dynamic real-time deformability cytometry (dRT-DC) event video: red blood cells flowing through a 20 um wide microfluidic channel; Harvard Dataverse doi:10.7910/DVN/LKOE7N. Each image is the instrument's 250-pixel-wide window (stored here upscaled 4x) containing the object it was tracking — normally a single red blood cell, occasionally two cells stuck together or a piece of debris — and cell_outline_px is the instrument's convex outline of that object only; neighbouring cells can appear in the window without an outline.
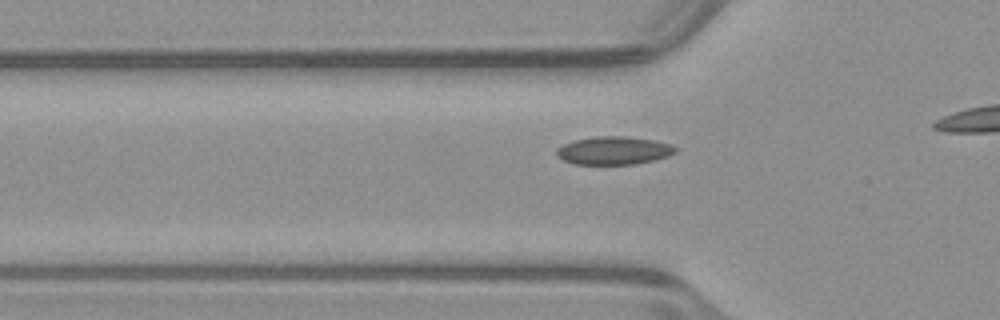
{"species": "common noctule bat (a hibernating species)", "species_latin": "Nyctalus noctula", "temperature_condition": "warm", "stored_images_in_passage": 15, "camera_frame_rate_fps": 3000, "um_per_image_px": 0.085, "animal": {"sex": "male", "body_mass_g": 23.1, "forearm_length_mm": 52.7}, "frame": {"image": 1, "passage_image": 9, "time_ms": 2.667, "image_size_px": [1000, 320], "cell_outline_px": [[676, 152], [668, 156], [656, 160], [636, 164], [576, 164], [564, 160], [556, 156], [556, 148], [572, 140], [596, 136], [624, 136], [652, 140], [668, 144], [676, 148]], "centroid_in_image_um": [52.14, 12.8], "position_along_channel_um": 73.7, "area_um2": 19.42}}
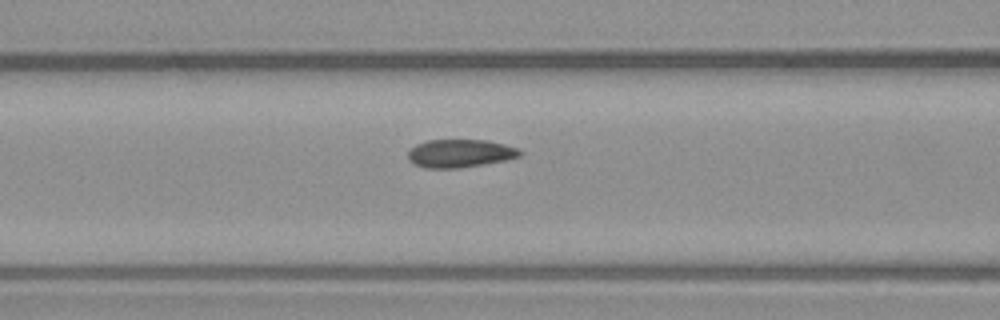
{"frame": {"image": 2, "passage_image": 13, "time_ms": 4.0, "image_size_px": [1000, 320], "cell_outline_px": [[524, 152], [520, 156], [504, 160], [484, 164], [460, 168], [424, 168], [412, 164], [408, 160], [408, 152], [416, 144], [428, 140], [488, 140], [520, 148]], "centroid_in_image_um": [39.11, 13.04], "position_along_channel_um": 127.5, "area_um2": 18.5}}